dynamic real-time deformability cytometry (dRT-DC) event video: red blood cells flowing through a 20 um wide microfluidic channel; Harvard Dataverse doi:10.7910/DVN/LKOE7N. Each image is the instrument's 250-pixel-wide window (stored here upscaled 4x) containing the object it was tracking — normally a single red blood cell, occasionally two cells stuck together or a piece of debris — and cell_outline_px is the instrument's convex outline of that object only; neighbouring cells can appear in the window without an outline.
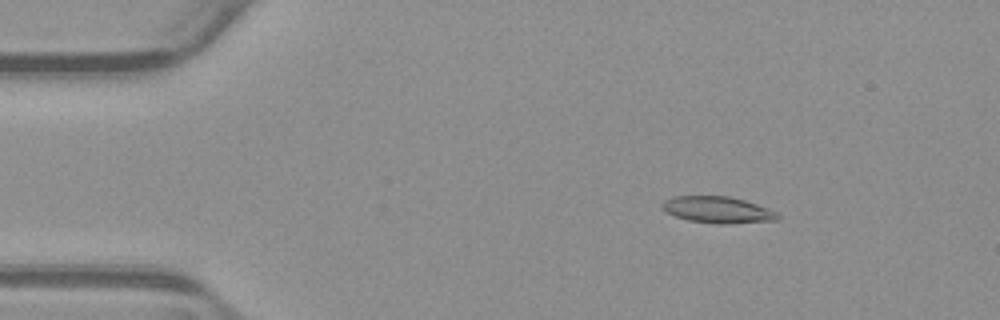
{"species": "common noctule bat (a hibernating species)", "species_latin": "Nyctalus noctula", "temperature_condition": "warm", "stored_images_in_passage": 55, "camera_frame_rate_fps": 3000, "um_per_image_px": 0.085, "animal": {"sex": "male", "body_mass_g": 23.1, "forearm_length_mm": 52.7}, "frame": {"image": 1, "passage_image": 9, "time_ms": 2.667, "image_size_px": [1000, 320], "cell_outline_px": [[768, 216], [760, 220], [692, 220], [668, 212], [664, 208], [672, 200], [680, 196], [724, 196], [740, 200], [752, 204], [760, 208]], "centroid_in_image_um": [60.71, 17.74], "position_along_channel_um": 24.3, "area_um2": 14.1}}
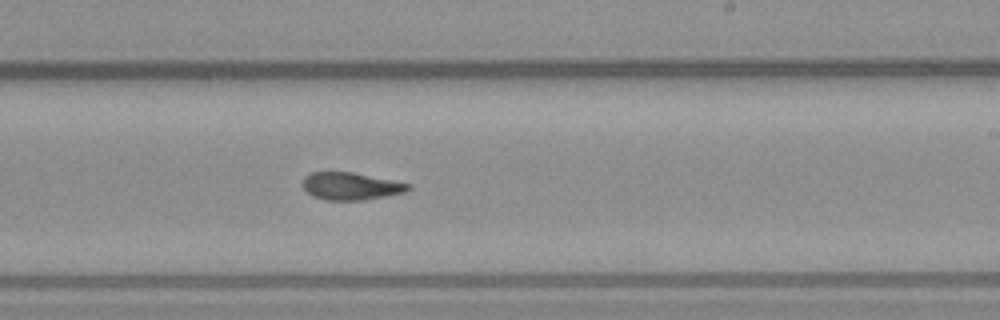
{"frame": {"image": 2, "passage_image": 33, "time_ms": 10.667, "image_size_px": [1000, 320], "cell_outline_px": [[408, 188], [400, 192], [352, 200], [336, 200], [316, 196], [308, 192], [304, 188], [304, 180], [308, 176], [316, 172], [348, 172], [408, 184]], "centroid_in_image_um": [29.72, 15.8], "position_along_channel_um": 259.3, "area_um2": 15.26}}
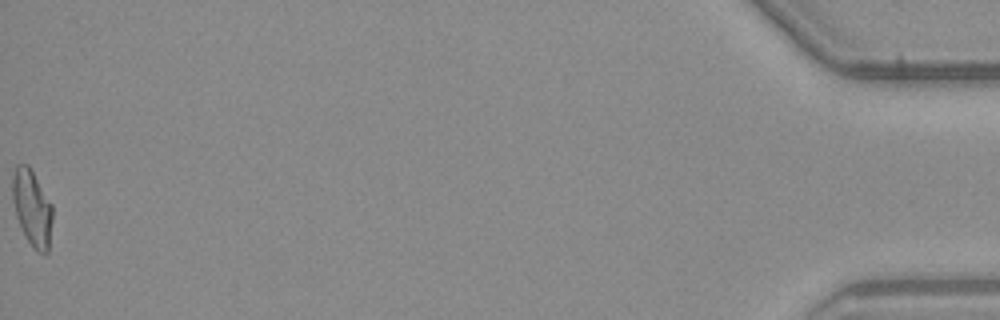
{"frame": {"image": 3, "passage_image": 55, "time_ms": 18.0, "image_size_px": [1000, 320], "cell_outline_px": [[52, 216], [48, 248], [44, 252], [36, 248], [28, 240], [20, 224], [16, 212], [12, 188], [16, 168], [24, 164], [32, 172], [52, 204]], "centroid_in_image_um": [2.75, 17.67], "position_along_channel_um": 432.4, "area_um2": 16.36}, "authors_computed_cell_mechanics": {"area_um2": 15.317, "velocity_mm_per_s": 3.8531, "shape_relaxation_time_tau1_ms": null, "shape_relaxation_time_tau2_ms": 4.2015, "deformation_change_tau1": null, "deformation_change_tau2": 0.122}}